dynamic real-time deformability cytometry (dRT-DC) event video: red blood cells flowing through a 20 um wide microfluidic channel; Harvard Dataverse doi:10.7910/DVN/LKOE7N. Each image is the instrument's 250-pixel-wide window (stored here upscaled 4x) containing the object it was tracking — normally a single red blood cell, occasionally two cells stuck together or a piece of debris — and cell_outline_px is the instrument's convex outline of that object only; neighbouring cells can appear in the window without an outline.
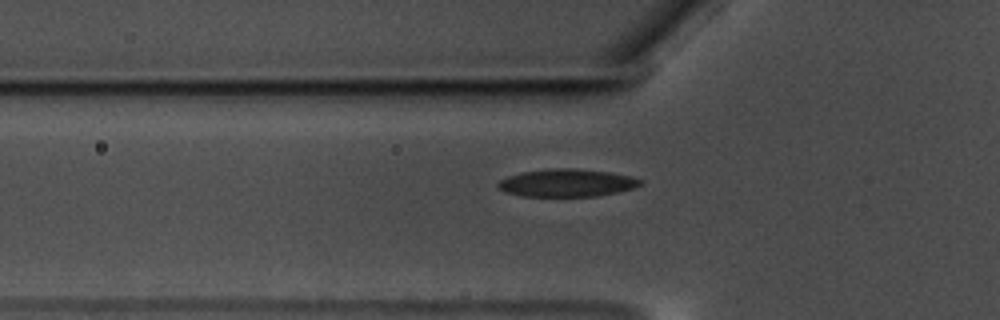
{"species": "common noctule bat (a hibernating species)", "species_latin": "Nyctalus noctula", "temperature_condition": "warm", "stored_images_in_passage": 43, "camera_frame_rate_fps": 3000, "um_per_image_px": 0.085, "animal": {"sex": "male", "body_mass_g": 17.5, "forearm_length_mm": 52.3}, "frame": {"image": 1, "passage_image": 10, "time_ms": 3.0, "image_size_px": [1000, 320], "cell_outline_px": [[644, 180], [640, 184], [632, 188], [616, 192], [596, 196], [524, 196], [504, 192], [496, 188], [496, 184], [500, 180], [508, 176], [520, 172], [548, 168], [576, 168], [612, 172], [632, 176]], "centroid_in_image_um": [48.15, 15.53], "position_along_channel_um": 77.7, "area_um2": 23.18}}
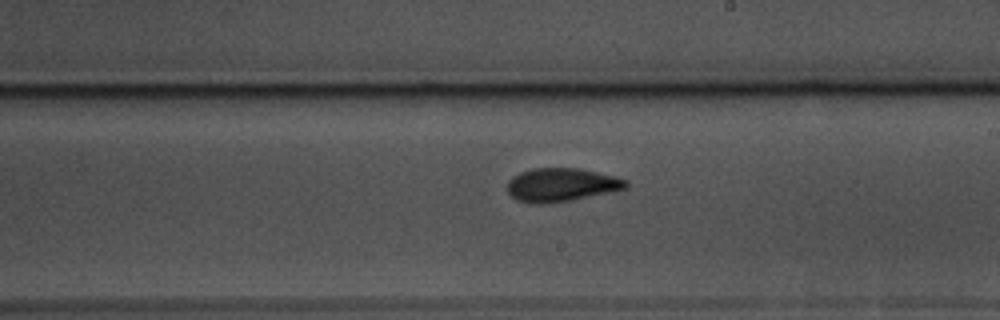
{"frame": {"image": 2, "passage_image": 24, "time_ms": 7.667, "image_size_px": [1000, 320], "cell_outline_px": [[628, 188], [572, 200], [544, 204], [528, 204], [516, 200], [508, 192], [508, 180], [512, 176], [520, 172], [532, 168], [580, 168], [616, 176], [628, 180]], "centroid_in_image_um": [47.71, 15.71], "position_along_channel_um": 241.3, "area_um2": 23.41}}
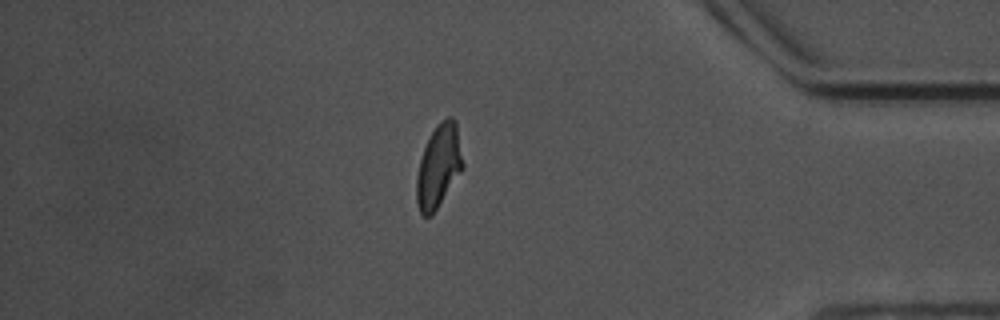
{"frame": {"image": 3, "passage_image": 40, "time_ms": 13.0, "image_size_px": [1000, 320], "cell_outline_px": [[464, 168], [432, 216], [424, 216], [420, 212], [416, 200], [416, 176], [420, 160], [424, 148], [436, 124], [440, 120], [448, 116], [452, 116], [456, 120], [464, 164]], "centroid_in_image_um": [37.3, 14.11], "position_along_channel_um": 397.9, "area_um2": 22.6}, "authors_computed_cell_mechanics": {"area_um2": 22.4264, "velocity_mm_per_s": 3.5094, "shape_relaxation_time_tau1_ms": 4.1466, "shape_relaxation_time_tau2_ms": 2.2595, "deformation_change_tau1": 0.1417, "deformation_change_tau2": 0.0873}}